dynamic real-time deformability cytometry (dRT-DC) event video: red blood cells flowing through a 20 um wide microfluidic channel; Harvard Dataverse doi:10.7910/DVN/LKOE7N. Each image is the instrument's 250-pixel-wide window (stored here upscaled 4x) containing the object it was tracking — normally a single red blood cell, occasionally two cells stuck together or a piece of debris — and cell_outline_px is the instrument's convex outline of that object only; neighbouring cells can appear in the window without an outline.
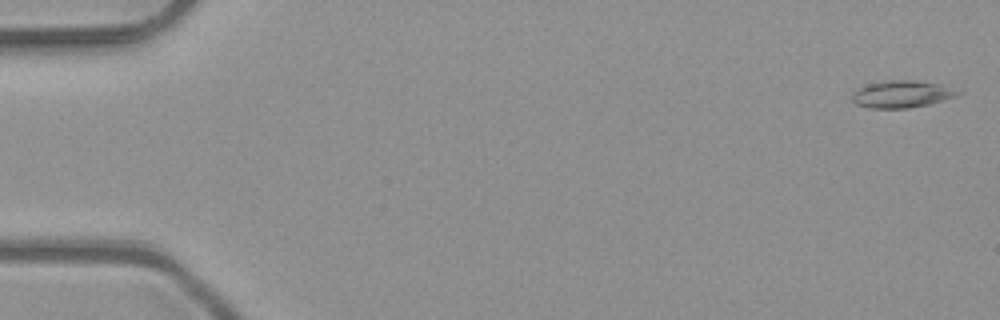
{"species": "common noctule bat (a hibernating species)", "species_latin": "Nyctalus noctula", "temperature_condition": "room temperature", "stored_images_in_passage": 51, "camera_frame_rate_fps": 3000, "um_per_image_px": 0.085, "animal": {"sex": "male", "body_mass_g": 23.1, "forearm_length_mm": 52.7}, "frame": {"image": 1, "passage_image": 2, "time_ms": 0.333, "image_size_px": [1000, 320], "cell_outline_px": [[964, 92], [956, 96], [928, 104], [908, 108], [872, 108], [856, 104], [852, 100], [852, 92], [868, 84], [888, 80], [912, 80], [940, 84]], "centroid_in_image_um": [76.65, 8.0], "position_along_channel_um": 8.3, "area_um2": 16.53}}
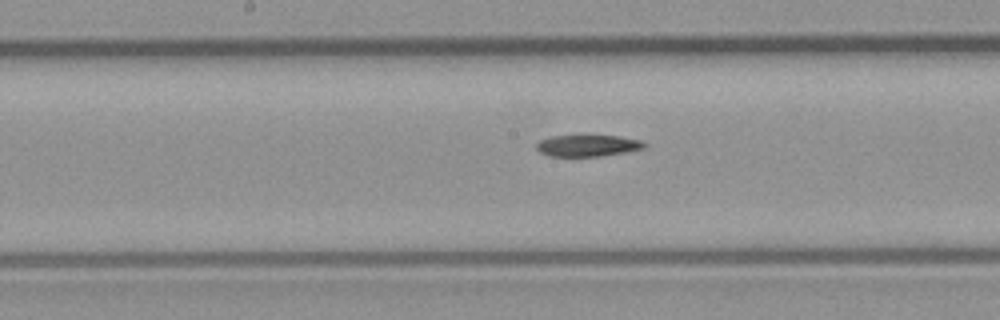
{"frame": {"image": 2, "passage_image": 27, "time_ms": 8.667, "image_size_px": [1000, 320], "cell_outline_px": [[648, 144], [644, 148], [624, 152], [600, 156], [548, 156], [540, 152], [536, 148], [536, 144], [540, 140], [552, 136], [616, 136], [640, 140]], "centroid_in_image_um": [49.93, 12.38], "position_along_channel_um": 198.3, "area_um2": 13.35}}
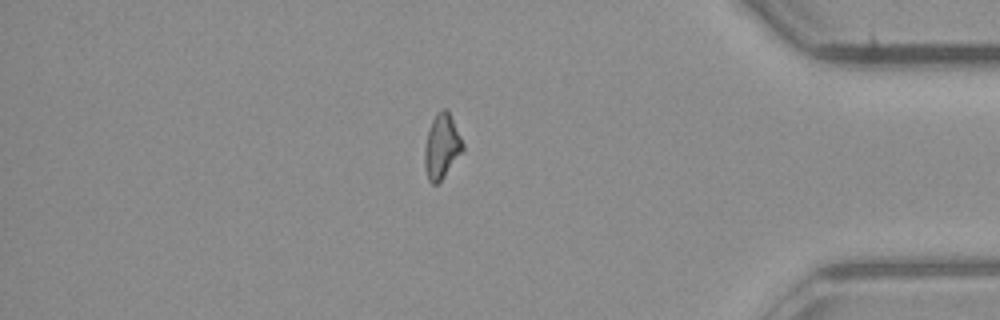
{"frame": {"image": 3, "passage_image": 44, "time_ms": 14.333, "image_size_px": [1000, 320], "cell_outline_px": [[464, 148], [440, 180], [436, 184], [432, 184], [428, 180], [424, 164], [424, 148], [428, 132], [432, 120], [440, 108], [444, 108], [448, 112], [464, 144]], "centroid_in_image_um": [37.52, 12.43], "position_along_channel_um": 397.7, "area_um2": 13.87}}